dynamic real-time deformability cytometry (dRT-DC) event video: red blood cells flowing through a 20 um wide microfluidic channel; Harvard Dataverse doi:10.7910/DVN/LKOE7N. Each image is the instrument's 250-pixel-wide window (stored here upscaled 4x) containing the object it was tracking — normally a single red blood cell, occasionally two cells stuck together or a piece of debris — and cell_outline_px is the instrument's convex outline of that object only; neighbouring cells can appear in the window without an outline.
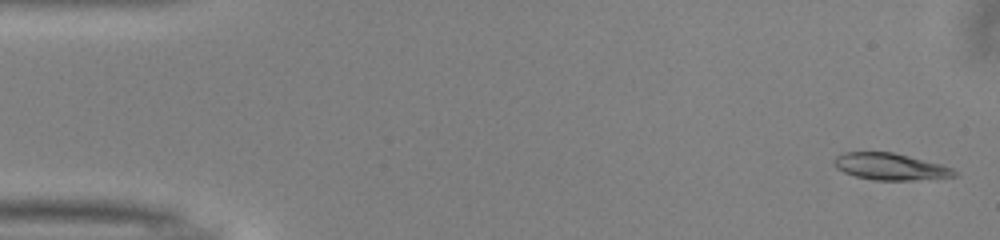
{"species": "common noctule bat (a hibernating species)", "species_latin": "Nyctalus noctula", "temperature_condition": "warm", "stored_images_in_passage": 51, "camera_frame_rate_fps": 3000, "um_per_image_px": 0.085, "animal": {"sex": "male", "body_mass_g": 13.0, "forearm_length_mm": 53.1}, "frame": {"image": 1, "passage_image": 2, "time_ms": 0.333, "image_size_px": [1000, 240], "cell_outline_px": [[960, 172], [956, 176], [912, 180], [876, 180], [856, 176], [844, 172], [836, 168], [832, 164], [832, 160], [836, 156], [844, 152], [892, 152], [940, 164], [952, 168]], "centroid_in_image_um": [75.65, 14.16], "position_along_channel_um": 9.4, "area_um2": 18.67}}
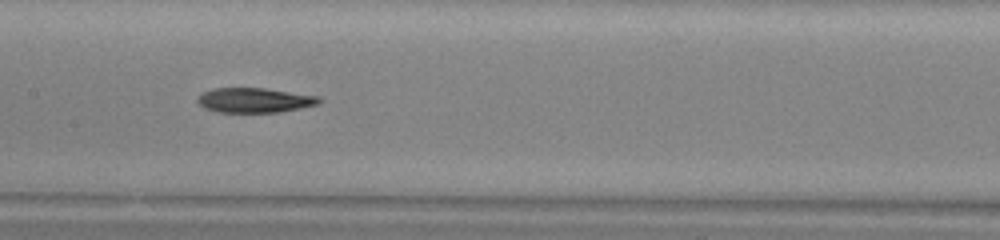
{"frame": {"image": 2, "passage_image": 25, "time_ms": 8.0, "image_size_px": [1000, 240], "cell_outline_px": [[320, 104], [280, 112], [216, 112], [204, 108], [196, 100], [196, 96], [200, 92], [216, 88], [264, 88], [320, 96]], "centroid_in_image_um": [21.6, 8.51], "position_along_channel_um": 185.8, "area_um2": 17.69}}
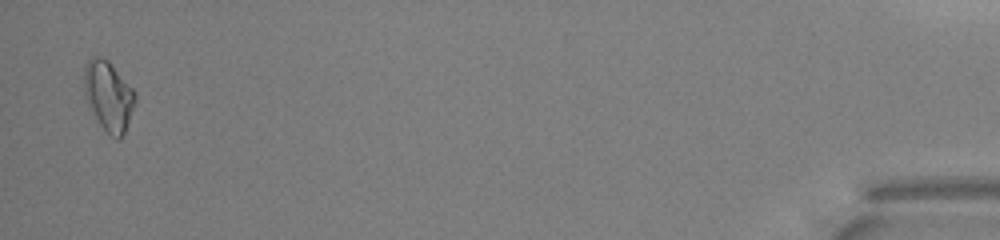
{"frame": {"image": 3, "passage_image": 50, "time_ms": 16.333, "image_size_px": [1000, 240], "cell_outline_px": [[136, 100], [124, 132], [120, 140], [116, 140], [100, 124], [84, 96], [84, 64], [92, 56], [100, 56], [108, 60], [112, 64], [136, 92]], "centroid_in_image_um": [9.22, 8.11], "position_along_channel_um": 426.0, "area_um2": 20.63}, "authors_computed_cell_mechanics": {"area_um2": 18.3226, "velocity_mm_per_s": 4.0207, "shape_relaxation_time_tau1_ms": 8.2033, "shape_relaxation_time_tau2_ms": 10.253, "deformation_change_tau1": 0.2177, "deformation_change_tau2": 0.185}}